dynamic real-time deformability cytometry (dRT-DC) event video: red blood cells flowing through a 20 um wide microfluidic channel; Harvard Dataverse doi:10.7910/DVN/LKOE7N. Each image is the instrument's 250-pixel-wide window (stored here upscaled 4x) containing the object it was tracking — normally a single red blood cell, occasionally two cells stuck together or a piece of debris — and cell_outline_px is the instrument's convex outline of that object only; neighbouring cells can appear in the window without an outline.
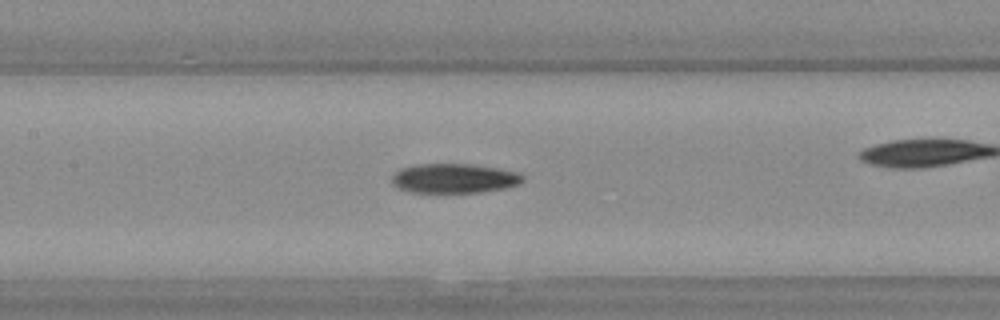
{"species": "Egyptian fruit bat (a non-hibernating species)", "species_latin": "Rousettus aegyptiacus", "temperature_condition": "warm", "stored_images_in_passage": 24, "camera_frame_rate_fps": 3000, "um_per_image_px": 0.085, "animal": {"sex": "female"}, "frame": {"image": 1, "passage_image": 9, "time_ms": 2.667, "image_size_px": [1000, 320], "cell_outline_px": [[524, 180], [520, 184], [504, 188], [476, 192], [412, 192], [400, 188], [392, 184], [392, 176], [400, 168], [420, 164], [472, 164], [520, 172], [524, 176]], "centroid_in_image_um": [38.63, 15.15], "position_along_channel_um": 168.8, "area_um2": 22.37}}